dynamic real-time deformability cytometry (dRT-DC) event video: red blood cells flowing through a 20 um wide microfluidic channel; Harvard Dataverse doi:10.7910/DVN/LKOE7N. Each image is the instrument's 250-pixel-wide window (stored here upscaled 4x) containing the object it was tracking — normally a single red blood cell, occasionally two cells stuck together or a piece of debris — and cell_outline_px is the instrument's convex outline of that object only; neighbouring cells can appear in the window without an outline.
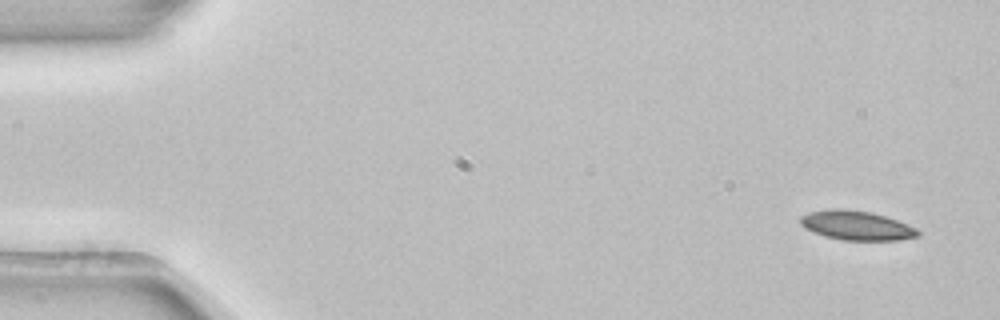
{"species": "common noctule bat (a hibernating species)", "species_latin": "Nyctalus noctula", "temperature_condition": "room temperature", "stored_images_in_passage": 6, "camera_frame_rate_fps": 3000, "um_per_image_px": 0.085, "animal": {"sex": "female", "body_mass_g": 22.7, "forearm_length_mm": 54.2}, "frame": {"image": 1, "passage_image": 1, "time_ms": 0.0, "image_size_px": [1000, 320], "cell_outline_px": [[920, 236], [900, 240], [844, 240], [824, 236], [812, 232], [804, 228], [800, 224], [800, 216], [808, 212], [828, 208], [840, 208], [872, 212], [908, 224], [916, 228], [920, 232]], "centroid_in_image_um": [72.78, 19.16], "position_along_channel_um": 12.2, "area_um2": 20.29}}
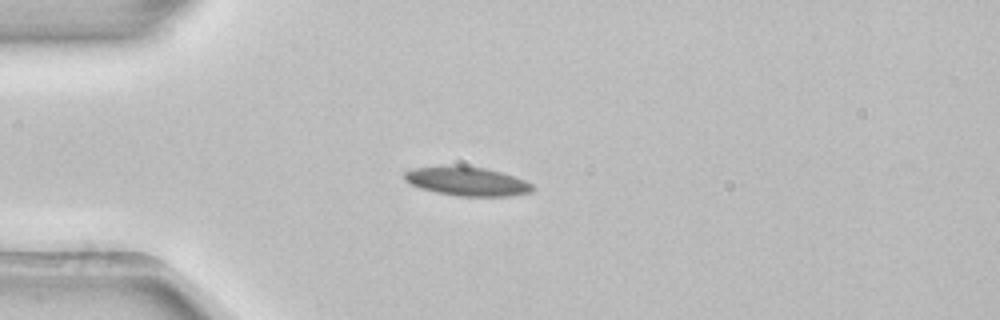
{"frame": {"image": 2, "passage_image": 4, "time_ms": 1.0, "image_size_px": [1000, 320], "cell_outline_px": [[536, 188], [532, 192], [508, 196], [460, 196], [436, 192], [420, 188], [404, 180], [404, 172], [412, 168], [452, 164], [484, 168], [516, 176], [532, 184]], "centroid_in_image_um": [39.69, 15.39], "position_along_channel_um": 45.3, "area_um2": 21.85}}